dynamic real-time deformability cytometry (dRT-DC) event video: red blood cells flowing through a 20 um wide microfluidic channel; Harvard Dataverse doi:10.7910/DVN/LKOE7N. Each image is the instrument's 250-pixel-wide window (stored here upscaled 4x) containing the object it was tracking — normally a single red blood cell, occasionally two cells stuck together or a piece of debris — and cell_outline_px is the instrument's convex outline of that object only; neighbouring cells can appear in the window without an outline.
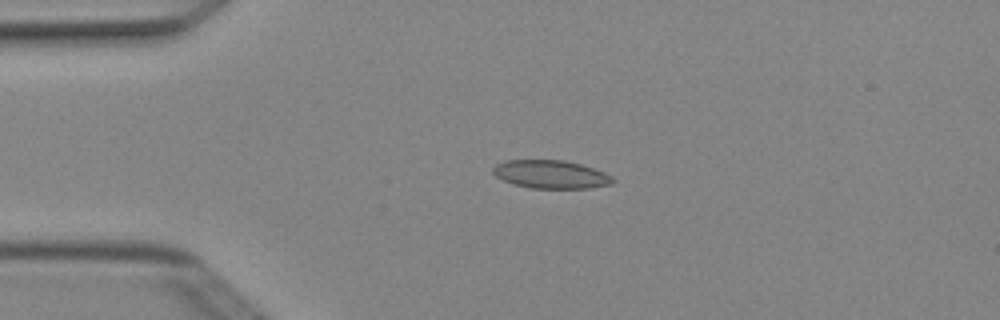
{"species": "Egyptian fruit bat (a non-hibernating species)", "species_latin": "Rousettus aegyptiacus", "temperature_condition": "cold", "stored_images_in_passage": 4, "camera_frame_rate_fps": 3000, "um_per_image_px": 0.085, "animal": {"sex": "female"}, "frame": {"image": 1, "passage_image": 3, "time_ms": 0.667, "image_size_px": [1000, 320], "cell_outline_px": [[616, 180], [612, 184], [588, 188], [532, 188], [516, 184], [504, 180], [496, 176], [492, 172], [492, 168], [496, 164], [504, 160], [564, 160], [580, 164], [604, 172], [612, 176]], "centroid_in_image_um": [46.83, 14.81], "position_along_channel_um": 38.2, "area_um2": 19.59}}